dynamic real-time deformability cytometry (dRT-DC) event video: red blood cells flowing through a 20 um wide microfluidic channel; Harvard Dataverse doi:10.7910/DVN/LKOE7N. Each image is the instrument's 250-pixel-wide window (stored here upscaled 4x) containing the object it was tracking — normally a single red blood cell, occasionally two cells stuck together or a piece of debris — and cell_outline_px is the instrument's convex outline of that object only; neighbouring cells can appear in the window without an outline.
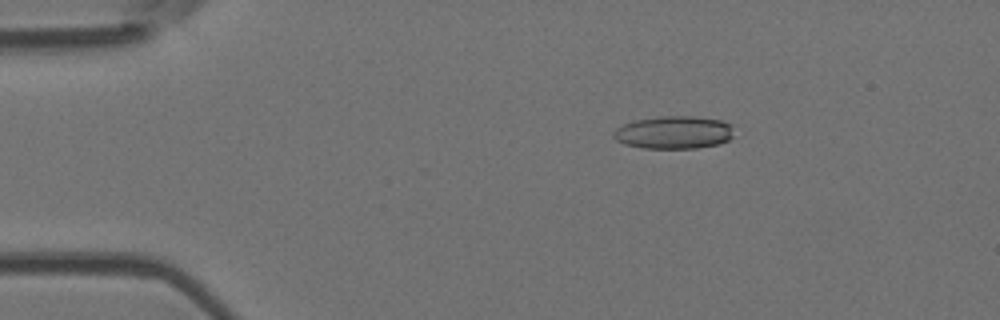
{"species": "Egyptian fruit bat (a non-hibernating species)", "species_latin": "Rousettus aegyptiacus", "temperature_condition": "room temperature", "stored_images_in_passage": 53, "camera_frame_rate_fps": 3000, "um_per_image_px": 0.085, "animal": {"sex": "female"}, "frame": {"image": 1, "passage_image": 9, "time_ms": 2.667, "image_size_px": [1000, 320], "cell_outline_px": [[732, 136], [728, 140], [720, 144], [696, 148], [644, 148], [624, 144], [616, 140], [612, 136], [612, 132], [616, 128], [624, 124], [636, 120], [660, 116], [692, 116], [720, 120], [732, 124]], "centroid_in_image_um": [57.27, 11.26], "position_along_channel_um": 27.7, "area_um2": 23.06}}
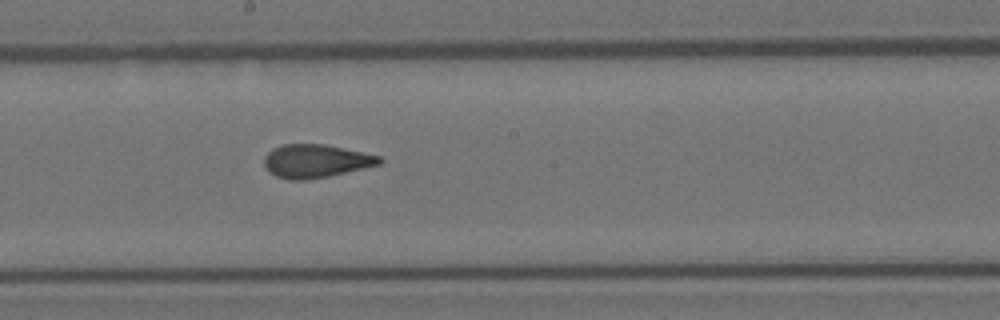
{"frame": {"image": 2, "passage_image": 29, "time_ms": 9.333, "image_size_px": [1000, 320], "cell_outline_px": [[384, 160], [380, 164], [328, 176], [304, 180], [288, 180], [276, 176], [268, 172], [264, 164], [264, 156], [272, 148], [284, 144], [324, 144], [380, 156]], "centroid_in_image_um": [26.8, 13.69], "position_along_channel_um": 221.4, "area_um2": 22.25}}
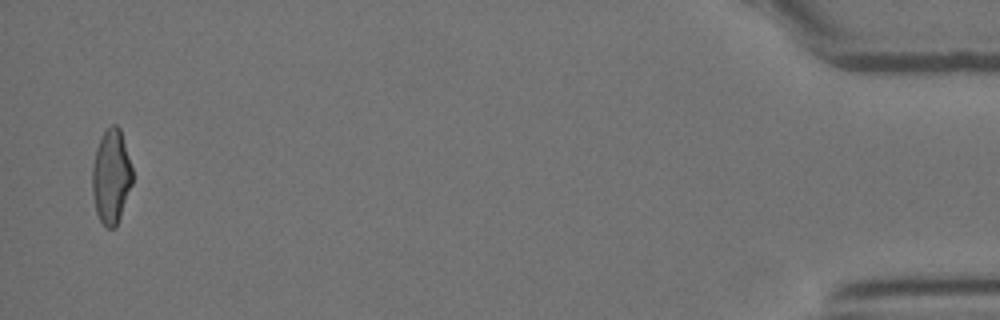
{"frame": {"image": 3, "passage_image": 52, "time_ms": 17.0, "image_size_px": [1000, 320], "cell_outline_px": [[132, 184], [116, 228], [108, 228], [100, 220], [96, 212], [92, 192], [92, 164], [96, 148], [104, 132], [112, 124], [116, 124], [120, 128], [132, 168]], "centroid_in_image_um": [9.44, 15.01], "position_along_channel_um": 425.8, "area_um2": 21.96}, "authors_computed_cell_mechanics": {"area_um2": 22.6576, "velocity_mm_per_s": 3.805, "shape_relaxation_time_tau1_ms": 6.4482, "shape_relaxation_time_tau2_ms": 1.6625, "deformation_change_tau1": 0.1832, "deformation_change_tau2": 0.0908}}